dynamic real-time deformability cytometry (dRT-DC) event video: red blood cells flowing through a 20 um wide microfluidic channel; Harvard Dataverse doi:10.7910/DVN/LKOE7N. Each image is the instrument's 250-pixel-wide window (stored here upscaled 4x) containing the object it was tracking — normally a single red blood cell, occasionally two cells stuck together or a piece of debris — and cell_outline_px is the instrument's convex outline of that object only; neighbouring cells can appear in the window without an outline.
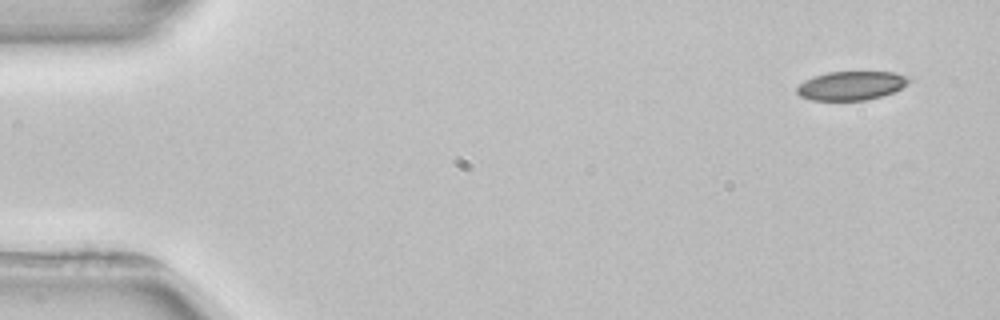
{"species": "common noctule bat (a hibernating species)", "species_latin": "Nyctalus noctula", "temperature_condition": "room temperature", "stored_images_in_passage": 4, "segment_of_instrument_passage": [2, 2], "camera_frame_rate_fps": 3000, "um_per_image_px": 0.085, "animal": {"sex": "female", "body_mass_g": 22.7, "forearm_length_mm": 54.2}, "frame": {"image": 1, "passage_image": 4, "time_ms": 4.667, "image_size_px": [1000, 320], "cell_outline_px": [[912, 80], [908, 84], [892, 92], [868, 100], [812, 100], [800, 96], [796, 92], [796, 88], [804, 80], [828, 72], [896, 72], [908, 76]], "centroid_in_image_um": [72.37, 7.27], "position_along_channel_um": 12.6, "area_um2": 18.79}}